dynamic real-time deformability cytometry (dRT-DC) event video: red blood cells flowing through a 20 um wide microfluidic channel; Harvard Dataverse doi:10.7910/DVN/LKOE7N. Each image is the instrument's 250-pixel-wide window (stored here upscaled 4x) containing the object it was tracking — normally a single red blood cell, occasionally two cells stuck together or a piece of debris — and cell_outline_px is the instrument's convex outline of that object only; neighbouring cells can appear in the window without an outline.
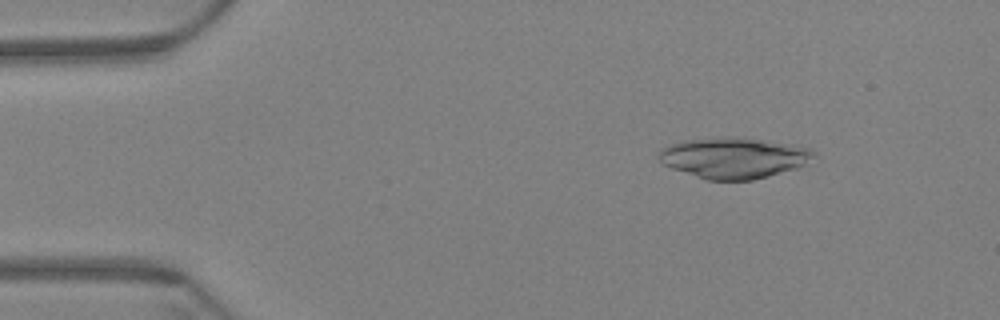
{"species": "Egyptian fruit bat (a non-hibernating species)", "species_latin": "Rousettus aegyptiacus", "temperature_condition": "warm", "stored_images_in_passage": 59, "camera_frame_rate_fps": 3000, "um_per_image_px": 0.085, "animal": {"sex": "female"}, "frame": {"image": 1, "passage_image": 8, "time_ms": 2.333, "image_size_px": [1000, 320], "cell_outline_px": [[816, 156], [804, 164], [796, 168], [768, 176], [752, 180], [708, 180], [672, 168], [664, 164], [660, 160], [660, 148], [684, 140], [732, 136], [744, 136], [788, 144], [808, 148], [816, 152]], "centroid_in_image_um": [62.39, 13.4], "position_along_channel_um": 22.6, "area_um2": 36.7}}
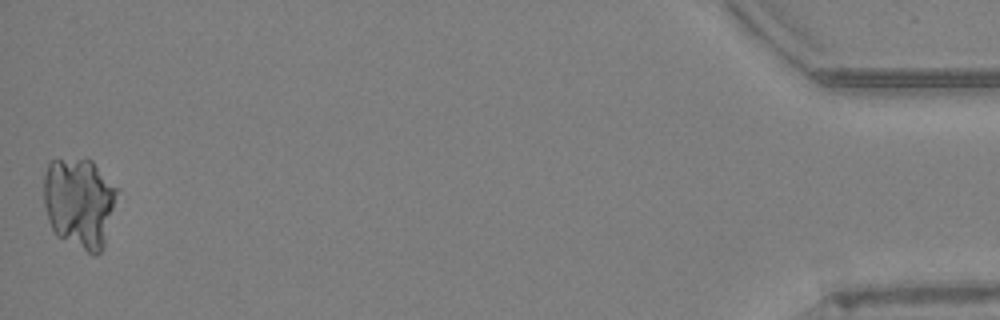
{"frame": {"image": 2, "passage_image": 59, "time_ms": 19.333, "image_size_px": [1000, 320], "cell_outline_px": [[120, 192], [104, 244], [100, 252], [96, 256], [92, 256], [56, 236], [48, 220], [44, 204], [44, 172], [48, 164], [52, 160], [92, 160], [120, 188]], "centroid_in_image_um": [6.79, 17.25], "position_along_channel_um": 428.4, "area_um2": 39.42}}